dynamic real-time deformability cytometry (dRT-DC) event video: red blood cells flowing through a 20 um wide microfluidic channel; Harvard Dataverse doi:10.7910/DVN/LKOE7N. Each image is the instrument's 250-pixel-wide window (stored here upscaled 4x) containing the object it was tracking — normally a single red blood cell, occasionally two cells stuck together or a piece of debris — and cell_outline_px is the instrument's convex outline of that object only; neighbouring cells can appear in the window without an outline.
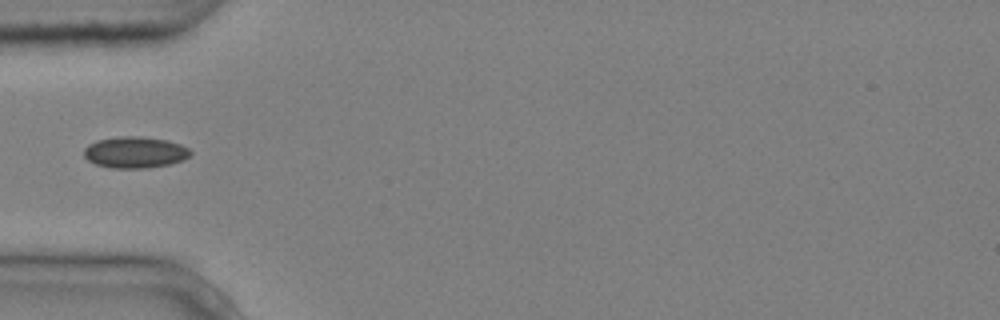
{"species": "common noctule bat (a hibernating species)", "species_latin": "Nyctalus noctula", "temperature_condition": "cold", "stored_images_in_passage": 6, "camera_frame_rate_fps": 3000, "um_per_image_px": 0.085, "animal": {"sex": "male", "body_mass_g": 20.4}, "frame": {"image": 1, "passage_image": 5, "time_ms": 1.333, "image_size_px": [1000, 320], "cell_outline_px": [[192, 152], [184, 160], [168, 164], [148, 168], [112, 168], [96, 164], [88, 160], [84, 156], [84, 148], [88, 144], [96, 140], [120, 136], [140, 136], [168, 140], [180, 144], [188, 148]], "centroid_in_image_um": [11.46, 12.94], "position_along_channel_um": 73.5, "area_um2": 19.54}}